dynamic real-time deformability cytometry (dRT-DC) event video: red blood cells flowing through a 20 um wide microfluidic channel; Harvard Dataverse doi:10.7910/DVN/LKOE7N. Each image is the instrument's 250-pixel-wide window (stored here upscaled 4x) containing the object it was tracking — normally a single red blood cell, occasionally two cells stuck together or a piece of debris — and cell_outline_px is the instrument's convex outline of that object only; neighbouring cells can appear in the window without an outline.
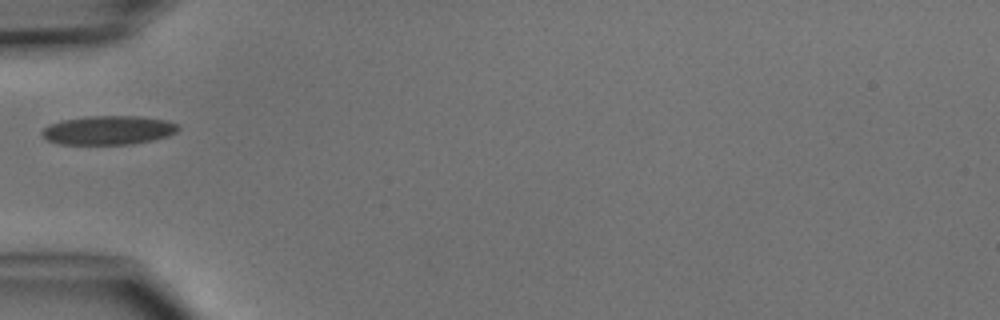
{"species": "common noctule bat (a hibernating species)", "species_latin": "Nyctalus noctula", "temperature_condition": "cold", "stored_images_in_passage": 7, "camera_frame_rate_fps": 3000, "um_per_image_px": 0.085, "animal": {"sex": "male", "body_mass_g": 15.6}, "frame": {"image": 1, "passage_image": 7, "time_ms": 7.0, "image_size_px": [1000, 320], "cell_outline_px": [[180, 128], [176, 132], [168, 136], [152, 140], [132, 144], [60, 144], [48, 140], [40, 132], [48, 124], [60, 120], [88, 116], [140, 116], [168, 120], [180, 124]], "centroid_in_image_um": [9.24, 11.05], "position_along_channel_um": 75.8, "area_um2": 23.18}}